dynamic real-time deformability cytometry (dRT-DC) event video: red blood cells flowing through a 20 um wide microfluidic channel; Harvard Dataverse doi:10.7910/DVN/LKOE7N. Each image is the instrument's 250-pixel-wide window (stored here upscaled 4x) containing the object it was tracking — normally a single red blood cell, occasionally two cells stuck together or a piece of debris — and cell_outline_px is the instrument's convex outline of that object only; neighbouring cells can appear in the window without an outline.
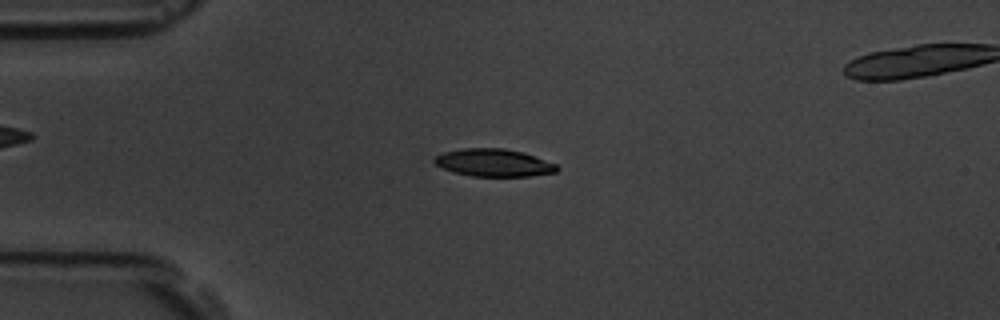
{"species": "common noctule bat (a hibernating species)", "species_latin": "Nyctalus noctula", "temperature_condition": "room temperature", "stored_images_in_passage": 5, "camera_frame_rate_fps": 3000, "um_per_image_px": 0.085, "animal": {"sex": "male", "body_mass_g": 19.5, "forearm_length_mm": 54.6}, "frame": {"image": 1, "passage_image": 3, "time_ms": 3.333, "image_size_px": [1000, 320], "cell_outline_px": [[560, 168], [556, 172], [528, 176], [472, 176], [456, 172], [444, 168], [436, 164], [432, 160], [436, 156], [444, 152], [464, 148], [504, 148], [524, 152], [556, 164]], "centroid_in_image_um": [41.99, 13.82], "position_along_channel_um": 43.0, "area_um2": 19.54}}